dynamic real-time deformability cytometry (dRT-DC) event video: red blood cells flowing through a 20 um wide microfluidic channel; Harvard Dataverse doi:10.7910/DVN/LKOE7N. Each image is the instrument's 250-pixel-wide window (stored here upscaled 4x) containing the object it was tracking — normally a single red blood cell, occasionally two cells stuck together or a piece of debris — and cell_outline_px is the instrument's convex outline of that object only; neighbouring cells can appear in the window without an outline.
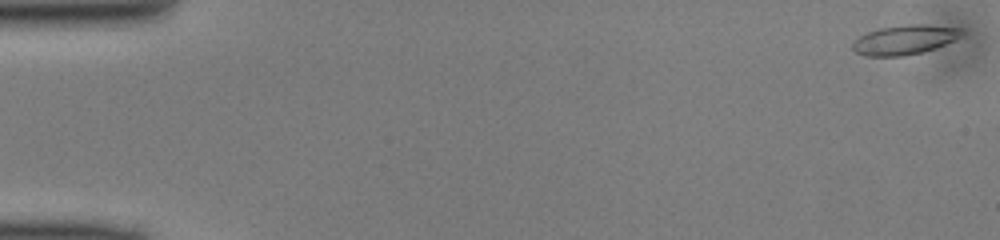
{"species": "common noctule bat (a hibernating species)", "species_latin": "Nyctalus noctula", "temperature_condition": "cold", "stored_images_in_passage": 49, "camera_frame_rate_fps": 3000, "um_per_image_px": 0.085, "animal": {"sex": "male", "body_mass_g": 13.0, "forearm_length_mm": 53.1}, "frame": {"image": 1, "passage_image": 1, "time_ms": 0.0, "image_size_px": [1000, 240], "cell_outline_px": [[964, 36], [956, 40], [936, 48], [904, 56], [864, 56], [856, 52], [852, 48], [852, 44], [860, 36], [868, 32], [880, 28], [904, 24], [928, 24], [960, 28], [964, 32]], "centroid_in_image_um": [76.94, 3.37], "position_along_channel_um": 8.1, "area_um2": 18.9}}
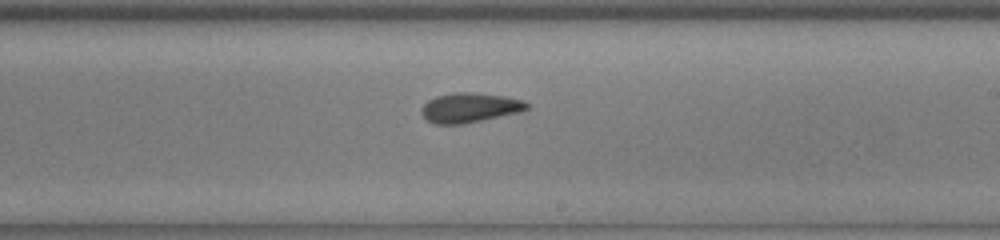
{"frame": {"image": 2, "passage_image": 29, "time_ms": 9.333, "image_size_px": [1000, 240], "cell_outline_px": [[528, 108], [524, 112], [464, 124], [436, 124], [428, 120], [420, 112], [424, 104], [428, 100], [436, 96], [456, 92], [476, 92], [504, 96], [524, 100], [528, 104]], "centroid_in_image_um": [39.98, 9.15], "position_along_channel_um": 249.0, "area_um2": 18.44}}
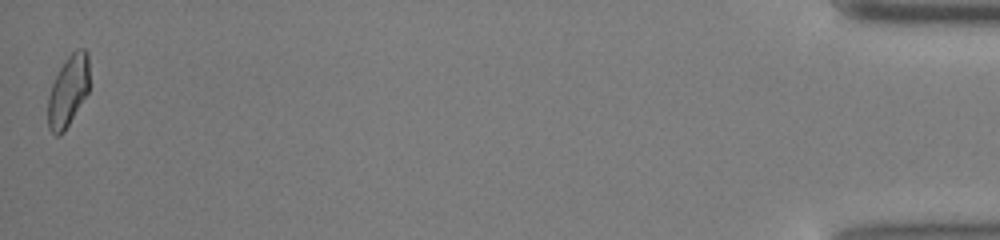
{"frame": {"image": 3, "passage_image": 49, "time_ms": 16.0, "image_size_px": [1000, 240], "cell_outline_px": [[88, 92], [64, 132], [60, 136], [56, 136], [48, 128], [48, 96], [52, 84], [60, 68], [68, 56], [72, 52], [80, 48], [84, 48], [88, 52]], "centroid_in_image_um": [5.78, 7.75], "position_along_channel_um": 429.4, "area_um2": 16.99}}